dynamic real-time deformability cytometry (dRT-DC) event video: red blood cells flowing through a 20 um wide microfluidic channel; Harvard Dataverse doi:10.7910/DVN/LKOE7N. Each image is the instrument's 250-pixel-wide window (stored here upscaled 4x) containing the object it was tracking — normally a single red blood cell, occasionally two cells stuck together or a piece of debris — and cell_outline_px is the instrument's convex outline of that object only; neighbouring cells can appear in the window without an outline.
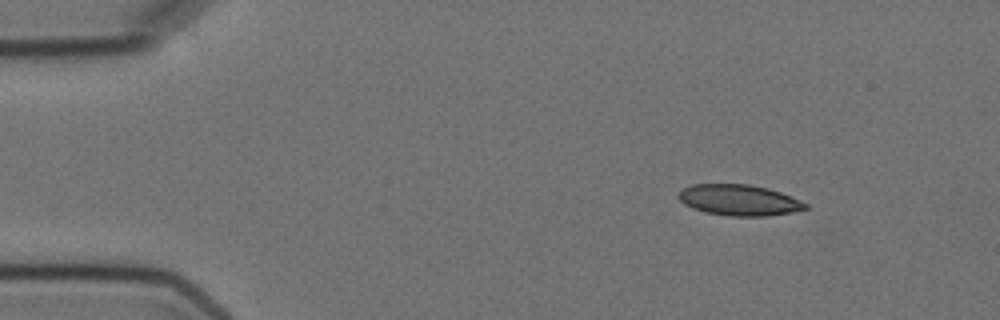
{"species": "Egyptian fruit bat (a non-hibernating species)", "species_latin": "Rousettus aegyptiacus", "temperature_condition": "cold", "stored_images_in_passage": 9, "camera_frame_rate_fps": 3000, "um_per_image_px": 0.085, "animal": {"sex": "female"}, "frame": {"image": 1, "passage_image": 1, "time_ms": 0.0, "image_size_px": [1000, 320], "cell_outline_px": [[808, 208], [792, 212], [768, 216], [728, 216], [704, 212], [692, 208], [684, 204], [676, 196], [684, 188], [692, 184], [748, 184], [768, 188], [780, 192], [800, 200], [808, 204]], "centroid_in_image_um": [62.81, 17.01], "position_along_channel_um": 22.2, "area_um2": 22.95}}
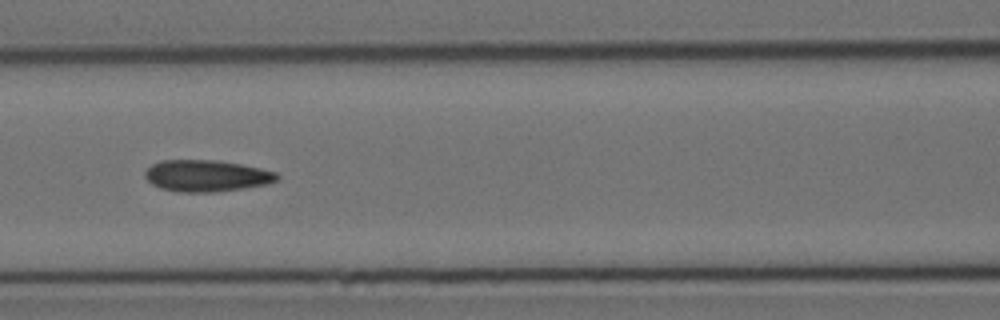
{"frame": {"image": 2, "passage_image": 6, "time_ms": 5.667, "image_size_px": [1000, 320], "cell_outline_px": [[280, 176], [276, 180], [268, 184], [244, 188], [216, 192], [180, 192], [160, 188], [152, 184], [144, 176], [144, 172], [152, 164], [160, 160], [216, 160], [240, 164], [260, 168], [276, 172]], "centroid_in_image_um": [17.54, 14.94], "position_along_channel_um": 149.1, "area_um2": 24.33}}
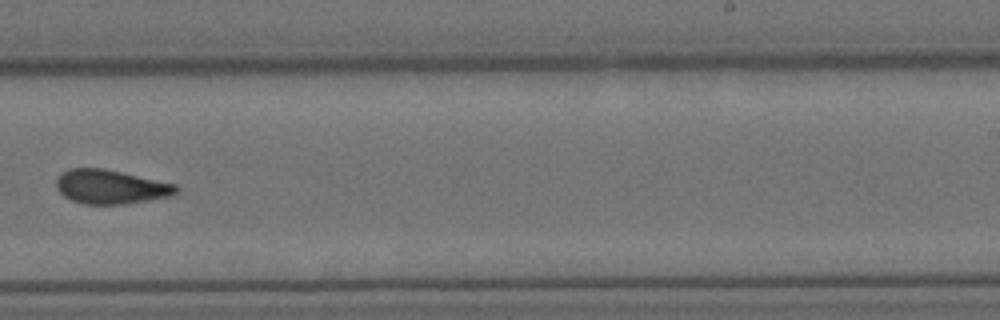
{"frame": {"image": 3, "passage_image": 9, "time_ms": 9.333, "image_size_px": [1000, 320], "cell_outline_px": [[180, 188], [172, 196], [124, 204], [84, 204], [72, 200], [64, 196], [56, 188], [56, 180], [60, 172], [68, 168], [104, 168], [176, 184]], "centroid_in_image_um": [9.39, 15.87], "position_along_channel_um": 279.6, "area_um2": 23.93}}